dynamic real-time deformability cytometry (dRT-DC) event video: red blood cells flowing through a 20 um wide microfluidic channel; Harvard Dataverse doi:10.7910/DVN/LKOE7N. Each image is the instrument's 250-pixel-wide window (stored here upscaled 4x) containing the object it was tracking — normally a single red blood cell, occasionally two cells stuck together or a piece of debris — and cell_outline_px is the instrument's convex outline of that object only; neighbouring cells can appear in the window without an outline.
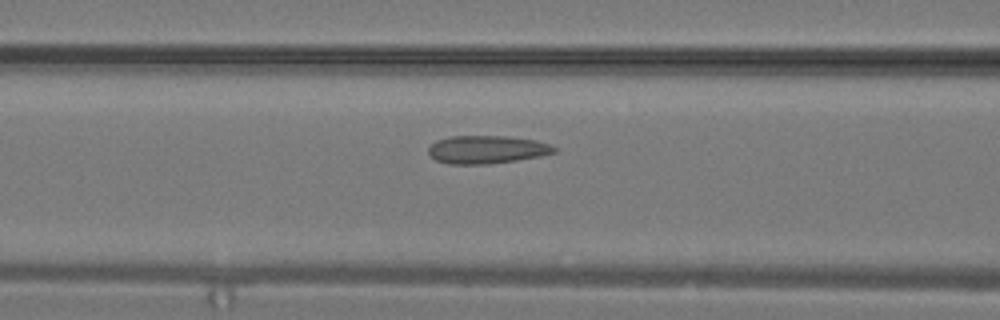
{"species": "common noctule bat (a hibernating species)", "species_latin": "Nyctalus noctula", "temperature_condition": "warm", "stored_images_in_passage": 8, "camera_frame_rate_fps": 3000, "um_per_image_px": 0.085, "animal": {"sex": "male", "body_mass_g": 19.2, "forearm_length_mm": 51.8}, "frame": {"image": 1, "passage_image": 7, "time_ms": 2.0, "image_size_px": [1000, 320], "cell_outline_px": [[556, 152], [540, 156], [516, 160], [488, 164], [448, 164], [436, 160], [428, 152], [428, 148], [436, 140], [452, 136], [508, 136], [536, 140], [548, 144], [556, 148]], "centroid_in_image_um": [41.37, 12.71], "position_along_channel_um": 125.2, "area_um2": 20.46}}